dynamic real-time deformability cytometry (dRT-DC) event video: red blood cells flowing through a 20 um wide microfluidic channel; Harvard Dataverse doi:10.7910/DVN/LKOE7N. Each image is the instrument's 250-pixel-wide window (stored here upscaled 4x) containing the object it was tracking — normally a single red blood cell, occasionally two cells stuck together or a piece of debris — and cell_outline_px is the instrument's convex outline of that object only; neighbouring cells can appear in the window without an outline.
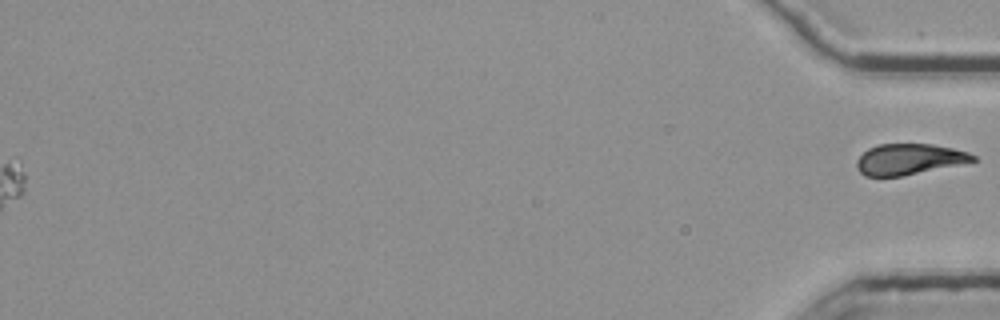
{"species": "common noctule bat (a hibernating species)", "species_latin": "Nyctalus noctula", "temperature_condition": "room temperature", "stored_images_in_passage": 45, "segment_of_instrument_passage": [2, 2], "camera_frame_rate_fps": 3000, "um_per_image_px": 0.085, "animal": {"sex": "female", "body_mass_g": 25.1}, "frame": {"image": 1, "passage_image": 45, "time_ms": 14.667, "image_size_px": [1000, 320], "cell_outline_px": [[980, 160], [900, 176], [864, 176], [860, 172], [856, 164], [856, 160], [868, 148], [880, 144], [932, 144], [952, 148], [968, 152], [976, 156]], "centroid_in_image_um": [77.28, 13.53], "position_along_channel_um": 357.9, "area_um2": 20.75}}